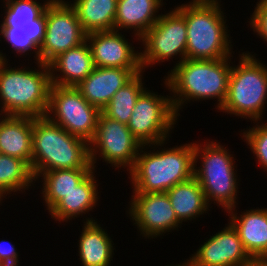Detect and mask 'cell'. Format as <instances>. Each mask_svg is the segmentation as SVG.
<instances>
[{
  "label": "cell",
  "mask_w": 267,
  "mask_h": 266,
  "mask_svg": "<svg viewBox=\"0 0 267 266\" xmlns=\"http://www.w3.org/2000/svg\"><path fill=\"white\" fill-rule=\"evenodd\" d=\"M32 174L56 169L93 168L88 141L70 134L46 116L32 117Z\"/></svg>",
  "instance_id": "cell-1"
},
{
  "label": "cell",
  "mask_w": 267,
  "mask_h": 266,
  "mask_svg": "<svg viewBox=\"0 0 267 266\" xmlns=\"http://www.w3.org/2000/svg\"><path fill=\"white\" fill-rule=\"evenodd\" d=\"M184 59L171 70L165 84L174 93L171 97L176 114L186 100L218 98L220 109L226 99L231 66L228 59ZM179 97H176V95ZM176 97V98H175ZM175 98V99H173ZM181 98V99H180ZM185 100V101H184Z\"/></svg>",
  "instance_id": "cell-2"
},
{
  "label": "cell",
  "mask_w": 267,
  "mask_h": 266,
  "mask_svg": "<svg viewBox=\"0 0 267 266\" xmlns=\"http://www.w3.org/2000/svg\"><path fill=\"white\" fill-rule=\"evenodd\" d=\"M177 8L183 13L187 24L186 59L215 60L230 57L231 42L217 0H193Z\"/></svg>",
  "instance_id": "cell-3"
},
{
  "label": "cell",
  "mask_w": 267,
  "mask_h": 266,
  "mask_svg": "<svg viewBox=\"0 0 267 266\" xmlns=\"http://www.w3.org/2000/svg\"><path fill=\"white\" fill-rule=\"evenodd\" d=\"M194 143L156 153L138 154L129 169L133 193L166 192L194 176ZM148 153V154H147Z\"/></svg>",
  "instance_id": "cell-4"
},
{
  "label": "cell",
  "mask_w": 267,
  "mask_h": 266,
  "mask_svg": "<svg viewBox=\"0 0 267 266\" xmlns=\"http://www.w3.org/2000/svg\"><path fill=\"white\" fill-rule=\"evenodd\" d=\"M0 64V97L3 114L9 116L42 117L46 115L51 88V70L38 63L40 70L7 69Z\"/></svg>",
  "instance_id": "cell-5"
},
{
  "label": "cell",
  "mask_w": 267,
  "mask_h": 266,
  "mask_svg": "<svg viewBox=\"0 0 267 266\" xmlns=\"http://www.w3.org/2000/svg\"><path fill=\"white\" fill-rule=\"evenodd\" d=\"M239 63L231 66L227 96L219 110L257 121L267 99V68L249 53H243Z\"/></svg>",
  "instance_id": "cell-6"
},
{
  "label": "cell",
  "mask_w": 267,
  "mask_h": 266,
  "mask_svg": "<svg viewBox=\"0 0 267 266\" xmlns=\"http://www.w3.org/2000/svg\"><path fill=\"white\" fill-rule=\"evenodd\" d=\"M204 146L202 149L194 144V163L198 156L203 160L200 169L194 168V177L204 191L207 204L214 200L225 210H233L238 189L233 157L219 143L211 141Z\"/></svg>",
  "instance_id": "cell-7"
},
{
  "label": "cell",
  "mask_w": 267,
  "mask_h": 266,
  "mask_svg": "<svg viewBox=\"0 0 267 266\" xmlns=\"http://www.w3.org/2000/svg\"><path fill=\"white\" fill-rule=\"evenodd\" d=\"M55 113V119L50 116ZM101 110L91 105L74 86L51 85L46 117L70 134L90 142Z\"/></svg>",
  "instance_id": "cell-8"
},
{
  "label": "cell",
  "mask_w": 267,
  "mask_h": 266,
  "mask_svg": "<svg viewBox=\"0 0 267 266\" xmlns=\"http://www.w3.org/2000/svg\"><path fill=\"white\" fill-rule=\"evenodd\" d=\"M171 98L144 90L136 101L127 124L141 145H162L177 120Z\"/></svg>",
  "instance_id": "cell-9"
},
{
  "label": "cell",
  "mask_w": 267,
  "mask_h": 266,
  "mask_svg": "<svg viewBox=\"0 0 267 266\" xmlns=\"http://www.w3.org/2000/svg\"><path fill=\"white\" fill-rule=\"evenodd\" d=\"M74 8L62 0H52L46 8V32L39 62L49 64L59 54L86 41Z\"/></svg>",
  "instance_id": "cell-10"
},
{
  "label": "cell",
  "mask_w": 267,
  "mask_h": 266,
  "mask_svg": "<svg viewBox=\"0 0 267 266\" xmlns=\"http://www.w3.org/2000/svg\"><path fill=\"white\" fill-rule=\"evenodd\" d=\"M145 51L140 53L141 69L151 63L169 59L178 53L186 59L187 24L183 13L178 9L160 15L157 22L140 38Z\"/></svg>",
  "instance_id": "cell-11"
},
{
  "label": "cell",
  "mask_w": 267,
  "mask_h": 266,
  "mask_svg": "<svg viewBox=\"0 0 267 266\" xmlns=\"http://www.w3.org/2000/svg\"><path fill=\"white\" fill-rule=\"evenodd\" d=\"M89 144H92L90 158L93 168H95L96 152H98L96 149L100 150L105 162L117 167L128 165L131 169L139 150L144 147L134 137L127 125L108 118L102 112L98 118L95 136ZM93 145L94 147H92Z\"/></svg>",
  "instance_id": "cell-12"
},
{
  "label": "cell",
  "mask_w": 267,
  "mask_h": 266,
  "mask_svg": "<svg viewBox=\"0 0 267 266\" xmlns=\"http://www.w3.org/2000/svg\"><path fill=\"white\" fill-rule=\"evenodd\" d=\"M132 197L129 213L144 236H160L181 223L166 192L135 193Z\"/></svg>",
  "instance_id": "cell-13"
},
{
  "label": "cell",
  "mask_w": 267,
  "mask_h": 266,
  "mask_svg": "<svg viewBox=\"0 0 267 266\" xmlns=\"http://www.w3.org/2000/svg\"><path fill=\"white\" fill-rule=\"evenodd\" d=\"M236 229L229 223L190 258L191 266H245L250 260Z\"/></svg>",
  "instance_id": "cell-14"
},
{
  "label": "cell",
  "mask_w": 267,
  "mask_h": 266,
  "mask_svg": "<svg viewBox=\"0 0 267 266\" xmlns=\"http://www.w3.org/2000/svg\"><path fill=\"white\" fill-rule=\"evenodd\" d=\"M95 67L141 69L140 53H135L118 30L92 32L86 35Z\"/></svg>",
  "instance_id": "cell-15"
},
{
  "label": "cell",
  "mask_w": 267,
  "mask_h": 266,
  "mask_svg": "<svg viewBox=\"0 0 267 266\" xmlns=\"http://www.w3.org/2000/svg\"><path fill=\"white\" fill-rule=\"evenodd\" d=\"M140 72L142 69L95 67L75 87L91 105L102 110L110 102L116 91Z\"/></svg>",
  "instance_id": "cell-16"
},
{
  "label": "cell",
  "mask_w": 267,
  "mask_h": 266,
  "mask_svg": "<svg viewBox=\"0 0 267 266\" xmlns=\"http://www.w3.org/2000/svg\"><path fill=\"white\" fill-rule=\"evenodd\" d=\"M52 85L76 86L95 68L90 45L87 40L81 45L59 54L49 64ZM62 72V77H55L53 72Z\"/></svg>",
  "instance_id": "cell-17"
},
{
  "label": "cell",
  "mask_w": 267,
  "mask_h": 266,
  "mask_svg": "<svg viewBox=\"0 0 267 266\" xmlns=\"http://www.w3.org/2000/svg\"><path fill=\"white\" fill-rule=\"evenodd\" d=\"M32 117L6 115L0 121V153L23 160L32 171Z\"/></svg>",
  "instance_id": "cell-18"
},
{
  "label": "cell",
  "mask_w": 267,
  "mask_h": 266,
  "mask_svg": "<svg viewBox=\"0 0 267 266\" xmlns=\"http://www.w3.org/2000/svg\"><path fill=\"white\" fill-rule=\"evenodd\" d=\"M231 224L250 257H267V208L252 209L237 217L232 210Z\"/></svg>",
  "instance_id": "cell-19"
},
{
  "label": "cell",
  "mask_w": 267,
  "mask_h": 266,
  "mask_svg": "<svg viewBox=\"0 0 267 266\" xmlns=\"http://www.w3.org/2000/svg\"><path fill=\"white\" fill-rule=\"evenodd\" d=\"M161 3V0H118L114 30L134 28L135 36L141 38L159 19L160 15L155 13Z\"/></svg>",
  "instance_id": "cell-20"
},
{
  "label": "cell",
  "mask_w": 267,
  "mask_h": 266,
  "mask_svg": "<svg viewBox=\"0 0 267 266\" xmlns=\"http://www.w3.org/2000/svg\"><path fill=\"white\" fill-rule=\"evenodd\" d=\"M93 170L77 185L66 194L49 212L58 221H67L73 216L77 217L88 212L96 205L97 186ZM85 211V212H84Z\"/></svg>",
  "instance_id": "cell-21"
},
{
  "label": "cell",
  "mask_w": 267,
  "mask_h": 266,
  "mask_svg": "<svg viewBox=\"0 0 267 266\" xmlns=\"http://www.w3.org/2000/svg\"><path fill=\"white\" fill-rule=\"evenodd\" d=\"M79 256L83 266H108L112 260V241L93 219H87L79 240Z\"/></svg>",
  "instance_id": "cell-22"
},
{
  "label": "cell",
  "mask_w": 267,
  "mask_h": 266,
  "mask_svg": "<svg viewBox=\"0 0 267 266\" xmlns=\"http://www.w3.org/2000/svg\"><path fill=\"white\" fill-rule=\"evenodd\" d=\"M166 193L181 223L183 220L195 219L197 215L206 212L209 207L204 191L194 176L187 181L176 184Z\"/></svg>",
  "instance_id": "cell-23"
},
{
  "label": "cell",
  "mask_w": 267,
  "mask_h": 266,
  "mask_svg": "<svg viewBox=\"0 0 267 266\" xmlns=\"http://www.w3.org/2000/svg\"><path fill=\"white\" fill-rule=\"evenodd\" d=\"M118 0H75L74 8L86 34L114 30Z\"/></svg>",
  "instance_id": "cell-24"
},
{
  "label": "cell",
  "mask_w": 267,
  "mask_h": 266,
  "mask_svg": "<svg viewBox=\"0 0 267 266\" xmlns=\"http://www.w3.org/2000/svg\"><path fill=\"white\" fill-rule=\"evenodd\" d=\"M94 168L56 169L43 172V197L50 211L72 191Z\"/></svg>",
  "instance_id": "cell-25"
},
{
  "label": "cell",
  "mask_w": 267,
  "mask_h": 266,
  "mask_svg": "<svg viewBox=\"0 0 267 266\" xmlns=\"http://www.w3.org/2000/svg\"><path fill=\"white\" fill-rule=\"evenodd\" d=\"M141 73L136 74L116 91L110 102L101 110L105 116L122 124H128L136 101L145 90L142 85Z\"/></svg>",
  "instance_id": "cell-26"
},
{
  "label": "cell",
  "mask_w": 267,
  "mask_h": 266,
  "mask_svg": "<svg viewBox=\"0 0 267 266\" xmlns=\"http://www.w3.org/2000/svg\"><path fill=\"white\" fill-rule=\"evenodd\" d=\"M33 180L31 168L23 160L0 153V197L28 188Z\"/></svg>",
  "instance_id": "cell-27"
},
{
  "label": "cell",
  "mask_w": 267,
  "mask_h": 266,
  "mask_svg": "<svg viewBox=\"0 0 267 266\" xmlns=\"http://www.w3.org/2000/svg\"><path fill=\"white\" fill-rule=\"evenodd\" d=\"M5 1L7 11L1 26H25L37 25V18L45 12L48 4L52 0L44 3L43 6L34 0Z\"/></svg>",
  "instance_id": "cell-28"
},
{
  "label": "cell",
  "mask_w": 267,
  "mask_h": 266,
  "mask_svg": "<svg viewBox=\"0 0 267 266\" xmlns=\"http://www.w3.org/2000/svg\"><path fill=\"white\" fill-rule=\"evenodd\" d=\"M244 138L256 155L258 162L267 170V123L243 132Z\"/></svg>",
  "instance_id": "cell-29"
},
{
  "label": "cell",
  "mask_w": 267,
  "mask_h": 266,
  "mask_svg": "<svg viewBox=\"0 0 267 266\" xmlns=\"http://www.w3.org/2000/svg\"><path fill=\"white\" fill-rule=\"evenodd\" d=\"M0 28L1 33H22L40 50L46 32V10L39 18H37V25L1 26Z\"/></svg>",
  "instance_id": "cell-30"
},
{
  "label": "cell",
  "mask_w": 267,
  "mask_h": 266,
  "mask_svg": "<svg viewBox=\"0 0 267 266\" xmlns=\"http://www.w3.org/2000/svg\"><path fill=\"white\" fill-rule=\"evenodd\" d=\"M254 32L267 41V0H260L250 21Z\"/></svg>",
  "instance_id": "cell-31"
},
{
  "label": "cell",
  "mask_w": 267,
  "mask_h": 266,
  "mask_svg": "<svg viewBox=\"0 0 267 266\" xmlns=\"http://www.w3.org/2000/svg\"><path fill=\"white\" fill-rule=\"evenodd\" d=\"M6 41H8L16 52L25 53L26 51H30L36 49V60L39 63L40 50L35 46V44L27 39L22 33H0ZM33 48V49H31Z\"/></svg>",
  "instance_id": "cell-32"
},
{
  "label": "cell",
  "mask_w": 267,
  "mask_h": 266,
  "mask_svg": "<svg viewBox=\"0 0 267 266\" xmlns=\"http://www.w3.org/2000/svg\"><path fill=\"white\" fill-rule=\"evenodd\" d=\"M2 243L5 241H1ZM0 242V266H18V253L11 243L10 246H6V244L1 245Z\"/></svg>",
  "instance_id": "cell-33"
},
{
  "label": "cell",
  "mask_w": 267,
  "mask_h": 266,
  "mask_svg": "<svg viewBox=\"0 0 267 266\" xmlns=\"http://www.w3.org/2000/svg\"><path fill=\"white\" fill-rule=\"evenodd\" d=\"M245 266H267V257H251Z\"/></svg>",
  "instance_id": "cell-34"
},
{
  "label": "cell",
  "mask_w": 267,
  "mask_h": 266,
  "mask_svg": "<svg viewBox=\"0 0 267 266\" xmlns=\"http://www.w3.org/2000/svg\"><path fill=\"white\" fill-rule=\"evenodd\" d=\"M176 266H191V262H190V260H188L187 263H183V265H181V264L179 265L178 264Z\"/></svg>",
  "instance_id": "cell-35"
},
{
  "label": "cell",
  "mask_w": 267,
  "mask_h": 266,
  "mask_svg": "<svg viewBox=\"0 0 267 266\" xmlns=\"http://www.w3.org/2000/svg\"><path fill=\"white\" fill-rule=\"evenodd\" d=\"M0 53H1V52H0ZM3 61H5V62H6V60H5V58L3 57V55H2V54H0V64H1Z\"/></svg>",
  "instance_id": "cell-36"
}]
</instances>
